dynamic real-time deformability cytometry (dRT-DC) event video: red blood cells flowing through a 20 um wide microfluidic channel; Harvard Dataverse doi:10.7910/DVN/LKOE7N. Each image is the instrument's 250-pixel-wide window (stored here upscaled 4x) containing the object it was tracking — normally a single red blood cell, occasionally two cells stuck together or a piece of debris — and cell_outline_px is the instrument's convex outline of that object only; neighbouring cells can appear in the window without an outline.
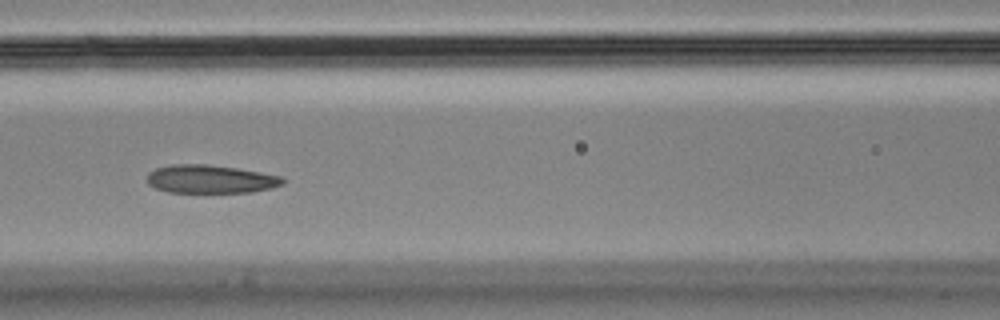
{"species": "Egyptian fruit bat (a non-hibernating species)", "species_latin": "Rousettus aegyptiacus", "temperature_condition": "cold", "stored_images_in_passage": 7, "camera_frame_rate_fps": 3000, "um_per_image_px": 0.085, "animal": {"sex": "male"}, "frame": {"image": 1, "passage_image": 7, "time_ms": 2.0, "image_size_px": [1000, 320], "cell_outline_px": [[284, 184], [272, 188], [252, 192], [168, 192], [156, 188], [148, 184], [148, 172], [156, 168], [172, 164], [208, 164], [236, 168], [284, 176]], "centroid_in_image_um": [17.92, 15.22], "position_along_channel_um": 148.7, "area_um2": 22.43}}